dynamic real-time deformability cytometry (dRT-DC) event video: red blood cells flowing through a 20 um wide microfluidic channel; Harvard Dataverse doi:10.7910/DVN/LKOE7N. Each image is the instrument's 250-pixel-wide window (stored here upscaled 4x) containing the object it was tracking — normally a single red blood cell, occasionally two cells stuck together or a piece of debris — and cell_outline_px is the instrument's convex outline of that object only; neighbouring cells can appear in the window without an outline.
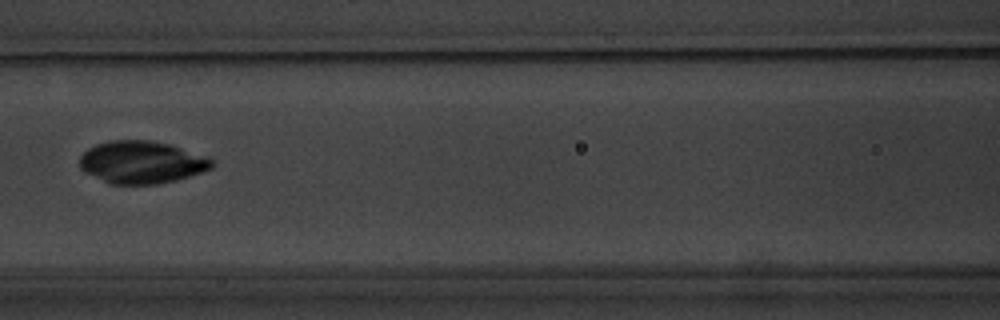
{"species": "common noctule bat (a hibernating species)", "species_latin": "Nyctalus noctula", "temperature_condition": "warm", "stored_images_in_passage": 5, "camera_frame_rate_fps": 3000, "um_per_image_px": 0.085, "animal": {"sex": "male", "body_mass_g": 20.1, "forearm_length_mm": 53.5}, "frame": {"image": 1, "passage_image": 5, "time_ms": 5.667, "image_size_px": [1000, 320], "cell_outline_px": [[216, 164], [212, 168], [176, 180], [156, 184], [112, 184], [84, 172], [80, 168], [80, 156], [88, 148], [96, 144], [108, 140], [152, 140], [168, 144], [208, 156]], "centroid_in_image_um": [12.04, 13.78], "position_along_channel_um": 154.6, "area_um2": 32.71}}